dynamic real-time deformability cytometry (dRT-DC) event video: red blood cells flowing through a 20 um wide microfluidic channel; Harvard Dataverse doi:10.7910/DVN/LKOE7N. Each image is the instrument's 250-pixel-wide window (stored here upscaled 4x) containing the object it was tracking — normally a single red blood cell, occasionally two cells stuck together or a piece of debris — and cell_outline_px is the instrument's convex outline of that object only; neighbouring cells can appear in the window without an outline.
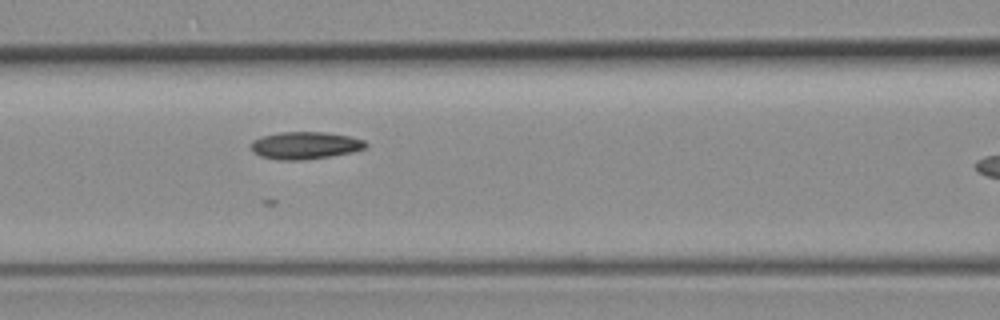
{"species": "common noctule bat (a hibernating species)", "species_latin": "Nyctalus noctula", "temperature_condition": "room temperature", "stored_images_in_passage": 5, "camera_frame_rate_fps": 3000, "um_per_image_px": 0.085, "animal": {"sex": "female", "body_mass_g": 19.3, "forearm_length_mm": 54.1}, "frame": {"image": 1, "passage_image": 4, "time_ms": 3.333, "image_size_px": [1000, 320], "cell_outline_px": [[368, 144], [364, 148], [352, 152], [332, 156], [300, 160], [276, 160], [260, 156], [252, 152], [252, 140], [260, 136], [280, 132], [324, 132], [348, 136], [364, 140]], "centroid_in_image_um": [25.9, 12.36], "position_along_channel_um": 140.7, "area_um2": 18.32}}